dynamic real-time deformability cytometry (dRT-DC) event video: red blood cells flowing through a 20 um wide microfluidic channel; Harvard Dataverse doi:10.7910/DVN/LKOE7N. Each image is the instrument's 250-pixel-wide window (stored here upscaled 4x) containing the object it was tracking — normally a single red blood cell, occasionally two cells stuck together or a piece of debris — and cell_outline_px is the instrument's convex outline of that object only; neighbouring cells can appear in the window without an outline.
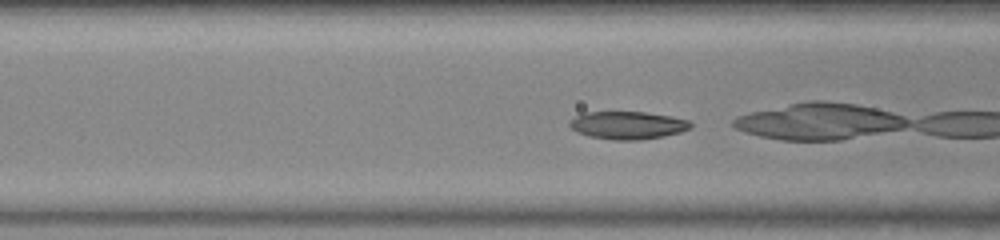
{"species": "common noctule bat (a hibernating species)", "species_latin": "Nyctalus noctula", "temperature_condition": "warm", "stored_images_in_passage": 24, "camera_frame_rate_fps": 3000, "um_per_image_px": 0.085, "animal": {"sex": "female", "body_mass_g": 23.0, "forearm_length_mm": 53.4}, "frame": {"image": 1, "passage_image": 18, "time_ms": 5.667, "image_size_px": [1000, 240], "cell_outline_px": [[692, 128], [680, 132], [664, 136], [640, 140], [612, 140], [588, 136], [576, 132], [568, 124], [568, 120], [584, 112], [644, 112], [672, 116], [688, 120], [692, 124]], "centroid_in_image_um": [53.34, 10.65], "position_along_channel_um": 113.3, "area_um2": 19.77}}